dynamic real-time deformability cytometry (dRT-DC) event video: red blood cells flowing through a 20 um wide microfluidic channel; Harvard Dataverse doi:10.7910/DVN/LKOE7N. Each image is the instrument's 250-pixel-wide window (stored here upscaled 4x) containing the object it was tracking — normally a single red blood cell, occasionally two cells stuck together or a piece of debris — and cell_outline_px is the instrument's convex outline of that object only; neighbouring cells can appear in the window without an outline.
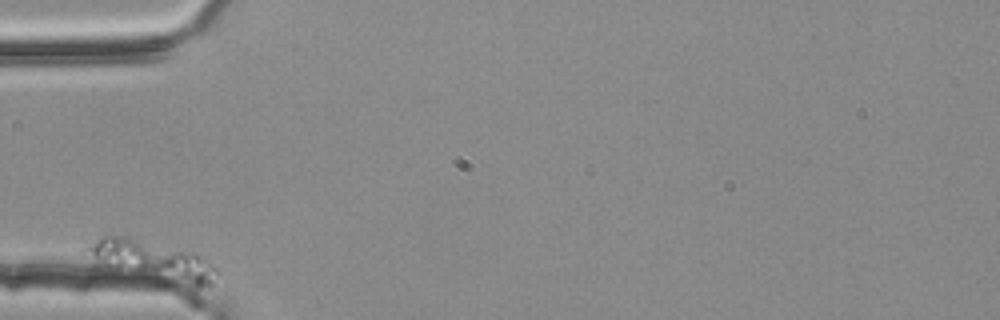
{"species": "common noctule bat (a hibernating species)", "species_latin": "Nyctalus noctula", "temperature_condition": "room temperature", "stored_images_in_passage": 2, "camera_frame_rate_fps": 3000, "um_per_image_px": 0.085, "animal": {"sex": "female", "body_mass_g": 25.1}, "frame": {"image": 1, "passage_image": 1, "time_ms": 0.0, "image_size_px": [1000, 320], "cell_outline_px": [[216, 272], [208, 284], [192, 292], [80, 252], [80, 248], [104, 236], [124, 232], [128, 232], [196, 252], [204, 256], [216, 268]], "centroid_in_image_um": [13.07, 22.07], "position_along_channel_um": 71.9, "area_um2": 30.69}}